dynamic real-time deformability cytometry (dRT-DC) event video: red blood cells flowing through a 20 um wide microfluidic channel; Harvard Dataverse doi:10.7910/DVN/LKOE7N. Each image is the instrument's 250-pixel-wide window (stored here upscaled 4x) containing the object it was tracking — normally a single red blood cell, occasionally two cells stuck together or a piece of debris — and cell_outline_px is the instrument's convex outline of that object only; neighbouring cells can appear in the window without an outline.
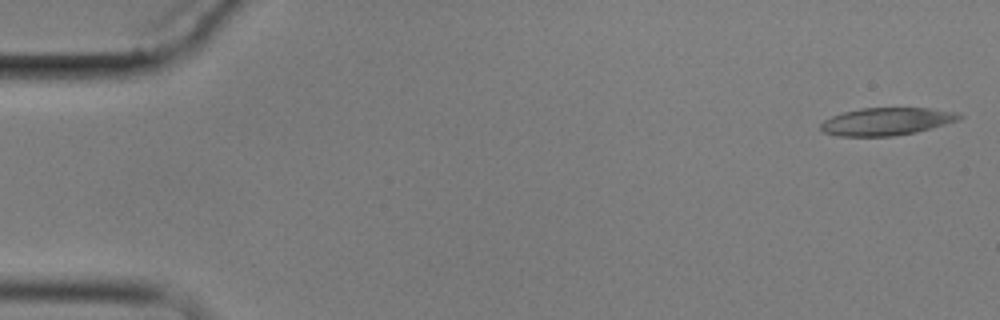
{"species": "common noctule bat (a hibernating species)", "species_latin": "Nyctalus noctula", "temperature_condition": "cold", "stored_images_in_passage": 5, "camera_frame_rate_fps": 3000, "um_per_image_px": 0.085, "animal": {"sex": "male", "body_mass_g": 17.9}, "frame": {"image": 1, "passage_image": 1, "time_ms": 0.0, "image_size_px": [1000, 320], "cell_outline_px": [[964, 116], [960, 120], [932, 128], [916, 132], [892, 136], [840, 136], [824, 132], [820, 128], [820, 124], [824, 120], [832, 116], [844, 112], [860, 108], [928, 108], [952, 112]], "centroid_in_image_um": [75.35, 10.33], "position_along_channel_um": 9.6, "area_um2": 22.14}}
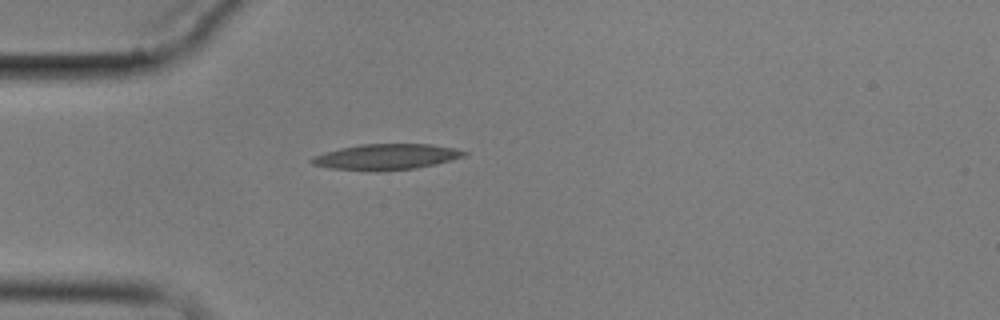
{"frame": {"image": 2, "passage_image": 5, "time_ms": 4.667, "image_size_px": [1000, 320], "cell_outline_px": [[468, 152], [464, 156], [452, 160], [436, 164], [416, 168], [332, 168], [312, 164], [308, 160], [312, 156], [324, 152], [340, 148], [360, 144], [432, 144], [456, 148]], "centroid_in_image_um": [32.88, 13.27], "position_along_channel_um": 52.1, "area_um2": 21.91}}